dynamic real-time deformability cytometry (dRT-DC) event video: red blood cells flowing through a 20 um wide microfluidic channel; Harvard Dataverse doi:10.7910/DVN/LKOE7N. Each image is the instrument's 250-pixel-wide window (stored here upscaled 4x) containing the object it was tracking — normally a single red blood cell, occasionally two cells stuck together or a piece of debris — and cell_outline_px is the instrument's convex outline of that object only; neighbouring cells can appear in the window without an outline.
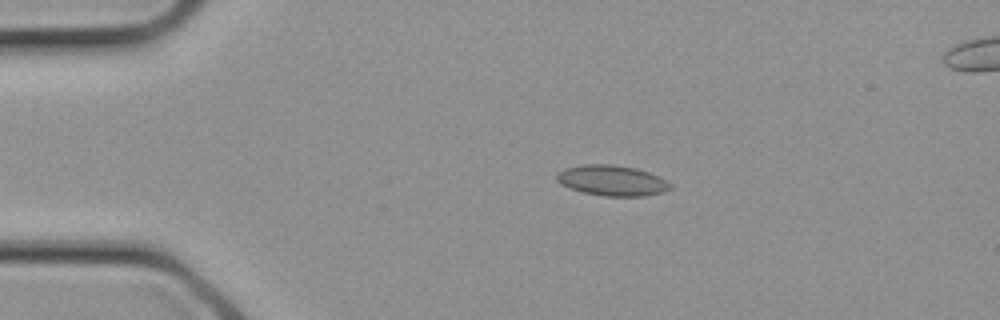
{"species": "common noctule bat (a hibernating species)", "species_latin": "Nyctalus noctula", "temperature_condition": "cold", "stored_images_in_passage": 18, "camera_frame_rate_fps": 3000, "um_per_image_px": 0.085, "animal": {"sex": "female", "body_mass_g": 21.9}, "frame": {"image": 1, "passage_image": 5, "time_ms": 1.333, "image_size_px": [1000, 320], "cell_outline_px": [[672, 188], [664, 192], [644, 196], [604, 196], [584, 192], [560, 184], [556, 180], [556, 172], [564, 168], [584, 164], [612, 164], [636, 168], [648, 172], [672, 184]], "centroid_in_image_um": [52.0, 15.34], "position_along_channel_um": 33.0, "area_um2": 20.17}}
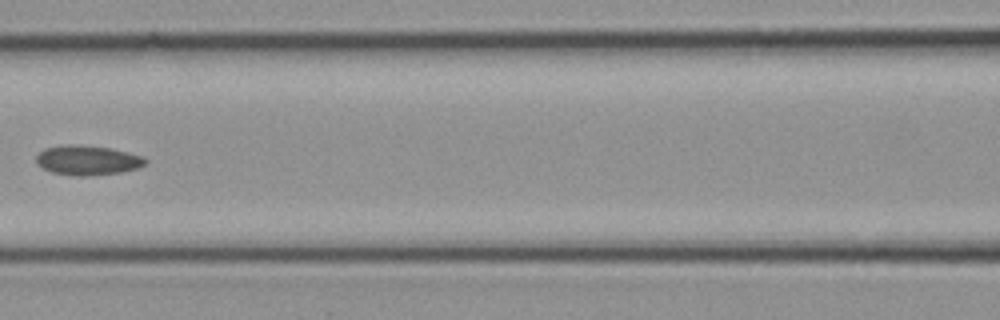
{"frame": {"image": 2, "passage_image": 12, "time_ms": 3.667, "image_size_px": [1000, 320], "cell_outline_px": [[148, 160], [144, 164], [136, 168], [120, 172], [88, 176], [72, 176], [52, 172], [36, 164], [36, 156], [44, 148], [64, 144], [80, 144], [112, 148], [140, 156]], "centroid_in_image_um": [7.38, 13.61], "position_along_channel_um": 159.2, "area_um2": 18.9}}
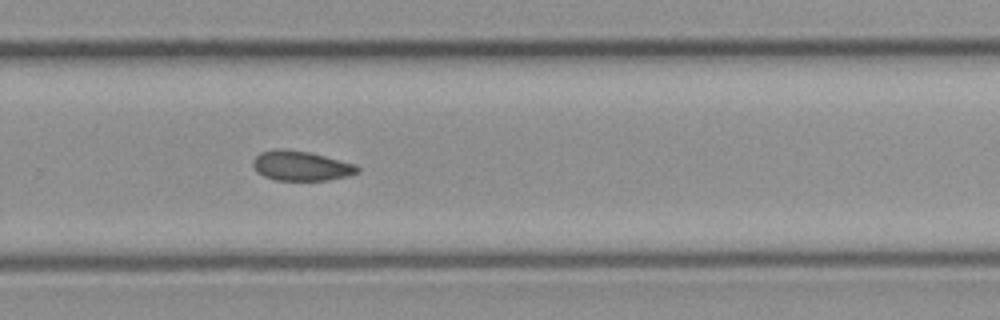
{"frame": {"image": 3, "passage_image": 18, "time_ms": 5.667, "image_size_px": [1000, 320], "cell_outline_px": [[360, 172], [348, 176], [328, 180], [276, 180], [264, 176], [256, 172], [252, 164], [252, 160], [260, 152], [272, 148], [284, 148], [308, 152], [356, 164], [360, 168]], "centroid_in_image_um": [25.57, 14.09], "position_along_channel_um": 304.2, "area_um2": 18.32}}